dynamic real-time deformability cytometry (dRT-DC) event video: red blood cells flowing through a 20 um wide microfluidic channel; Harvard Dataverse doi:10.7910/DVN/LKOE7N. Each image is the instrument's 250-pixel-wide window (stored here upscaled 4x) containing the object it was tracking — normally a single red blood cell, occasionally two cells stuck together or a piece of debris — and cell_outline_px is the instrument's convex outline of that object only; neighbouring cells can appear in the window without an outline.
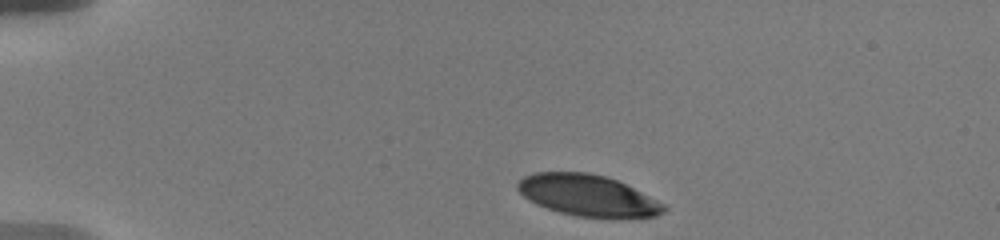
{"species": "human", "species_latin": "Homo sapiens", "temperature_condition": "warm", "stored_images_in_passage": 8, "camera_frame_rate_fps": 3000, "um_per_image_px": 0.085, "donor": {"sex": "male"}, "frame": {"image": 1, "passage_image": 1, "time_ms": 0.0, "image_size_px": [1000, 240], "cell_outline_px": [[668, 208], [664, 212], [656, 216], [620, 220], [608, 220], [576, 216], [560, 212], [536, 204], [524, 196], [516, 188], [516, 184], [524, 176], [536, 172], [588, 172], [604, 176], [616, 180], [664, 204]], "centroid_in_image_um": [49.99, 16.66], "position_along_channel_um": 35.0, "area_um2": 35.66}}
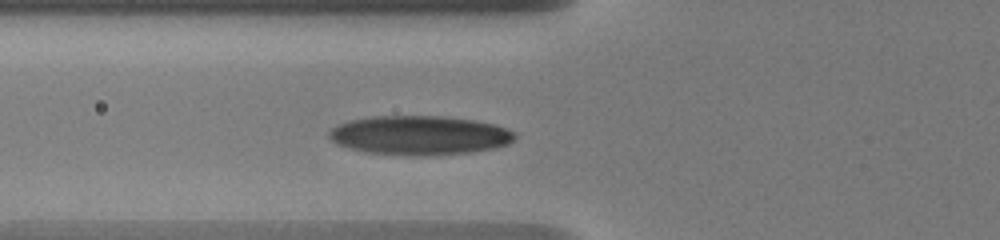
{"frame": {"image": 2, "passage_image": 5, "time_ms": 3.333, "image_size_px": [1000, 240], "cell_outline_px": [[516, 136], [508, 144], [496, 148], [472, 152], [428, 156], [416, 156], [368, 152], [336, 144], [328, 136], [328, 132], [332, 128], [340, 124], [352, 120], [372, 116], [444, 116], [472, 120], [496, 124], [516, 132]], "centroid_in_image_um": [35.71, 11.5], "position_along_channel_um": 90.1, "area_um2": 42.43}}
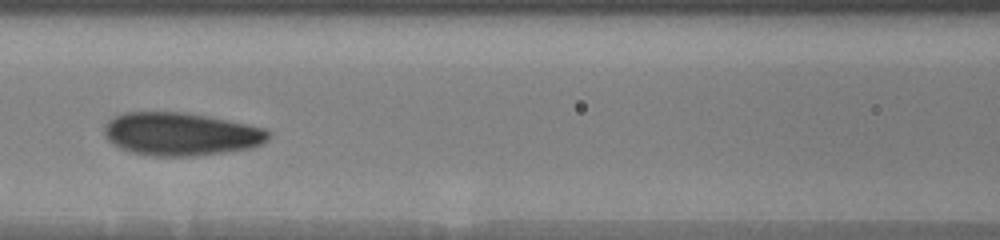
{"frame": {"image": 3, "passage_image": 7, "time_ms": 5.0, "image_size_px": [1000, 240], "cell_outline_px": [[272, 132], [268, 140], [252, 148], [196, 156], [156, 156], [132, 152], [120, 148], [108, 140], [104, 132], [104, 124], [108, 120], [124, 112], [184, 112], [228, 120], [248, 124], [264, 128]], "centroid_in_image_um": [15.38, 11.39], "position_along_channel_um": 151.2, "area_um2": 41.21}}